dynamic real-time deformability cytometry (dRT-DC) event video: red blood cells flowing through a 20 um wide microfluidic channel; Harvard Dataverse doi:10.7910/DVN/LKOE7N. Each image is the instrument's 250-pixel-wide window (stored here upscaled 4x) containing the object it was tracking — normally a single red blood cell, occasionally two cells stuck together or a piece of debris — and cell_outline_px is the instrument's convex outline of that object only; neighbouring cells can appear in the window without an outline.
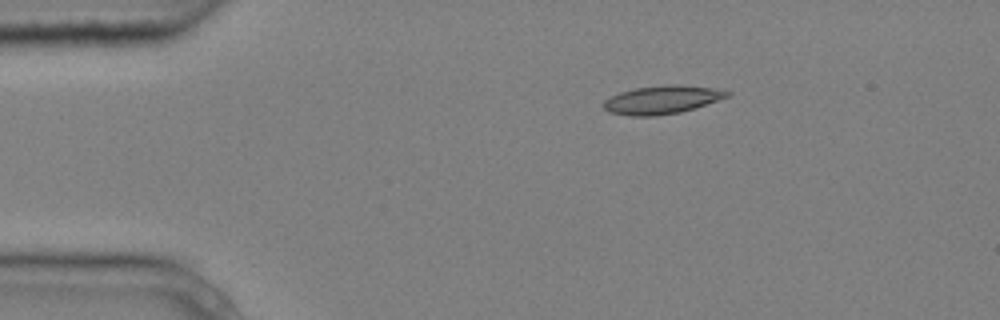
{"species": "common noctule bat (a hibernating species)", "species_latin": "Nyctalus noctula", "temperature_condition": "cold", "stored_images_in_passage": 8, "camera_frame_rate_fps": 3000, "um_per_image_px": 0.085, "animal": {"sex": "male", "body_mass_g": 20.4}, "frame": {"image": 1, "passage_image": 3, "time_ms": 0.667, "image_size_px": [1000, 320], "cell_outline_px": [[732, 92], [728, 96], [680, 112], [656, 116], [632, 116], [608, 112], [600, 104], [604, 100], [620, 92], [636, 88], [664, 84], [676, 84], [716, 88]], "centroid_in_image_um": [56.22, 8.47], "position_along_channel_um": 28.8, "area_um2": 20.29}}
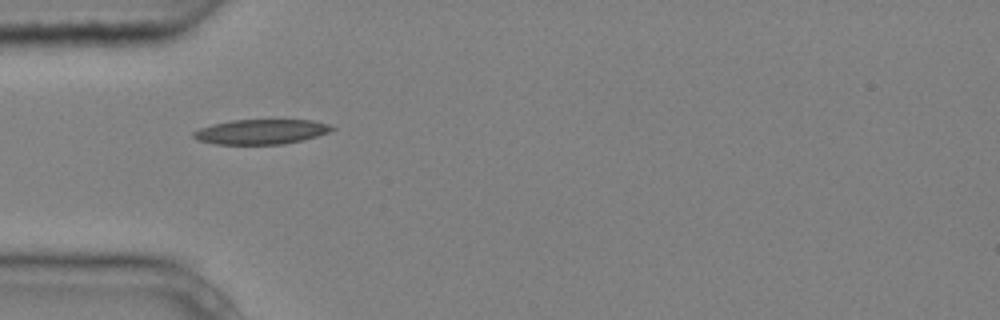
{"frame": {"image": 2, "passage_image": 5, "time_ms": 1.333, "image_size_px": [1000, 320], "cell_outline_px": [[336, 128], [328, 132], [304, 140], [284, 144], [216, 144], [196, 140], [192, 136], [192, 132], [200, 128], [212, 124], [232, 120], [312, 120], [328, 124]], "centroid_in_image_um": [22.17, 11.2], "position_along_channel_um": 62.8, "area_um2": 20.06}}
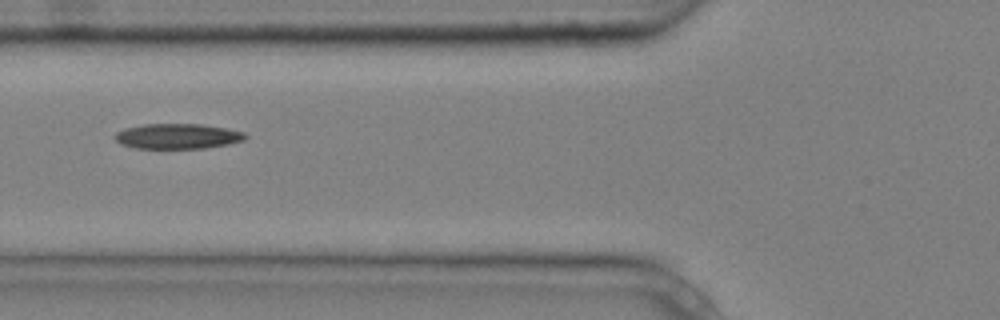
{"frame": {"image": 3, "passage_image": 6, "time_ms": 1.667, "image_size_px": [1000, 320], "cell_outline_px": [[248, 136], [244, 140], [228, 144], [204, 148], [136, 148], [120, 144], [112, 136], [116, 132], [124, 128], [144, 124], [200, 124], [224, 128], [244, 132]], "centroid_in_image_um": [15.06, 11.58], "position_along_channel_um": 110.7, "area_um2": 19.13}}